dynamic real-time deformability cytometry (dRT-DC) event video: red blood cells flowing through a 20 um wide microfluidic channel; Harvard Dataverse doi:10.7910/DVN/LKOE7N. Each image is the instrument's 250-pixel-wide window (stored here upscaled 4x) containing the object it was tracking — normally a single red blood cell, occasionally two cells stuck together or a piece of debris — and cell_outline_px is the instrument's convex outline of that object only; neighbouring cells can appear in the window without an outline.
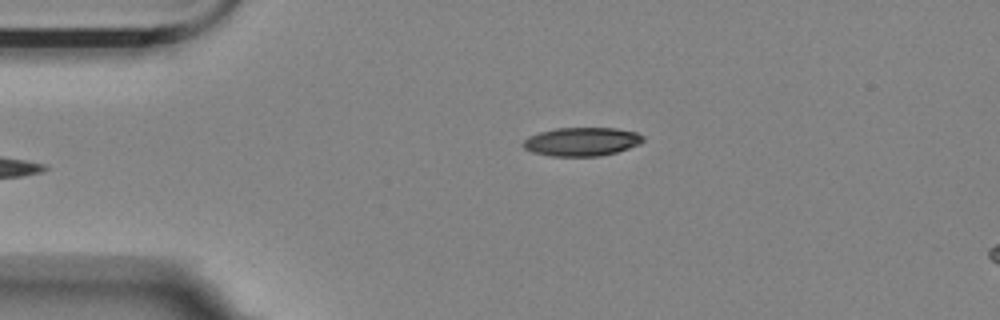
{"species": "Egyptian fruit bat (a non-hibernating species)", "species_latin": "Rousettus aegyptiacus", "temperature_condition": "room temperature", "stored_images_in_passage": 6, "camera_frame_rate_fps": 3000, "um_per_image_px": 0.085, "animal": {"sex": "female"}, "frame": {"image": 1, "passage_image": 6, "time_ms": 1.667, "image_size_px": [1000, 320], "cell_outline_px": [[644, 140], [640, 144], [616, 152], [600, 156], [552, 156], [532, 152], [524, 148], [520, 144], [528, 136], [540, 132], [556, 128], [616, 128], [636, 132], [644, 136]], "centroid_in_image_um": [49.43, 12.04], "position_along_channel_um": 35.6, "area_um2": 20.06}}